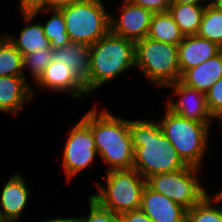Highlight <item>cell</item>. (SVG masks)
<instances>
[{"label":"cell","mask_w":222,"mask_h":222,"mask_svg":"<svg viewBox=\"0 0 222 222\" xmlns=\"http://www.w3.org/2000/svg\"><path fill=\"white\" fill-rule=\"evenodd\" d=\"M98 103L101 102L94 101L93 107L81 115V119L93 132L100 159L98 162H102L105 172L133 169L134 149L129 131V116L123 117V113L117 116L105 104L104 107H99Z\"/></svg>","instance_id":"obj_1"},{"label":"cell","mask_w":222,"mask_h":222,"mask_svg":"<svg viewBox=\"0 0 222 222\" xmlns=\"http://www.w3.org/2000/svg\"><path fill=\"white\" fill-rule=\"evenodd\" d=\"M130 117L129 131L134 149L133 168L146 180L156 174L179 171L187 166L161 131L154 116L147 118V115H144V119L142 116L139 119Z\"/></svg>","instance_id":"obj_2"},{"label":"cell","mask_w":222,"mask_h":222,"mask_svg":"<svg viewBox=\"0 0 222 222\" xmlns=\"http://www.w3.org/2000/svg\"><path fill=\"white\" fill-rule=\"evenodd\" d=\"M135 42L109 31L90 46V97L135 69Z\"/></svg>","instance_id":"obj_3"},{"label":"cell","mask_w":222,"mask_h":222,"mask_svg":"<svg viewBox=\"0 0 222 222\" xmlns=\"http://www.w3.org/2000/svg\"><path fill=\"white\" fill-rule=\"evenodd\" d=\"M164 107V108H163ZM156 119L161 131L177 151L182 161L192 167L204 169L214 130L206 123L186 119L169 110L164 104ZM205 163V164H204Z\"/></svg>","instance_id":"obj_4"},{"label":"cell","mask_w":222,"mask_h":222,"mask_svg":"<svg viewBox=\"0 0 222 222\" xmlns=\"http://www.w3.org/2000/svg\"><path fill=\"white\" fill-rule=\"evenodd\" d=\"M102 176L103 183L92 180L96 191L93 193L91 190L89 194L102 207L118 215L141 208L146 179L137 170L134 168L110 170Z\"/></svg>","instance_id":"obj_5"},{"label":"cell","mask_w":222,"mask_h":222,"mask_svg":"<svg viewBox=\"0 0 222 222\" xmlns=\"http://www.w3.org/2000/svg\"><path fill=\"white\" fill-rule=\"evenodd\" d=\"M135 71L153 88L180 81L178 46L145 37L135 42ZM155 86V87H154Z\"/></svg>","instance_id":"obj_6"},{"label":"cell","mask_w":222,"mask_h":222,"mask_svg":"<svg viewBox=\"0 0 222 222\" xmlns=\"http://www.w3.org/2000/svg\"><path fill=\"white\" fill-rule=\"evenodd\" d=\"M105 3V0H84L59 9L71 41L91 46L110 31L111 5Z\"/></svg>","instance_id":"obj_7"},{"label":"cell","mask_w":222,"mask_h":222,"mask_svg":"<svg viewBox=\"0 0 222 222\" xmlns=\"http://www.w3.org/2000/svg\"><path fill=\"white\" fill-rule=\"evenodd\" d=\"M204 171L206 172L205 169L187 165L179 171L160 173L149 177L146 184L152 190L163 194L188 210L209 193L208 184L203 180L208 174L204 175Z\"/></svg>","instance_id":"obj_8"},{"label":"cell","mask_w":222,"mask_h":222,"mask_svg":"<svg viewBox=\"0 0 222 222\" xmlns=\"http://www.w3.org/2000/svg\"><path fill=\"white\" fill-rule=\"evenodd\" d=\"M73 125V126H72ZM68 132H65V143H63L58 154L61 157V171L63 170L65 184L79 177L82 172H85L92 166L98 165L99 158L93 132L90 127L80 118L79 121L69 125ZM79 174V175H78Z\"/></svg>","instance_id":"obj_9"},{"label":"cell","mask_w":222,"mask_h":222,"mask_svg":"<svg viewBox=\"0 0 222 222\" xmlns=\"http://www.w3.org/2000/svg\"><path fill=\"white\" fill-rule=\"evenodd\" d=\"M34 84L32 92L35 100L39 96L37 95L39 92L40 94L44 92V95L46 92H49L48 94L53 92V94L61 97L68 95L74 102L75 99L82 101V99L87 100L90 97L85 86L77 79L73 70L65 62L51 61ZM37 89L40 91H37Z\"/></svg>","instance_id":"obj_10"},{"label":"cell","mask_w":222,"mask_h":222,"mask_svg":"<svg viewBox=\"0 0 222 222\" xmlns=\"http://www.w3.org/2000/svg\"><path fill=\"white\" fill-rule=\"evenodd\" d=\"M165 93L164 105L174 113L190 120L206 123L213 130V125L216 120L212 117L208 105L206 94L201 93L196 89L186 87L180 81L167 85Z\"/></svg>","instance_id":"obj_11"},{"label":"cell","mask_w":222,"mask_h":222,"mask_svg":"<svg viewBox=\"0 0 222 222\" xmlns=\"http://www.w3.org/2000/svg\"><path fill=\"white\" fill-rule=\"evenodd\" d=\"M116 2L118 4L114 6L118 5L115 7L118 9H114L113 6L110 8L112 9L110 11V31L134 42L147 37L154 13L134 4L131 0Z\"/></svg>","instance_id":"obj_12"},{"label":"cell","mask_w":222,"mask_h":222,"mask_svg":"<svg viewBox=\"0 0 222 222\" xmlns=\"http://www.w3.org/2000/svg\"><path fill=\"white\" fill-rule=\"evenodd\" d=\"M22 173L16 172L2 182L0 188V212L6 222H28L25 221V212H28L32 187ZM24 220V221H23Z\"/></svg>","instance_id":"obj_13"},{"label":"cell","mask_w":222,"mask_h":222,"mask_svg":"<svg viewBox=\"0 0 222 222\" xmlns=\"http://www.w3.org/2000/svg\"><path fill=\"white\" fill-rule=\"evenodd\" d=\"M33 100L32 84L24 76H0L1 114L19 117L23 108H28Z\"/></svg>","instance_id":"obj_14"},{"label":"cell","mask_w":222,"mask_h":222,"mask_svg":"<svg viewBox=\"0 0 222 222\" xmlns=\"http://www.w3.org/2000/svg\"><path fill=\"white\" fill-rule=\"evenodd\" d=\"M18 16L22 17L23 23L18 34L9 31H3V34L9 39L14 47L25 56L38 49L52 48L50 41L44 34V28L37 17L30 10H17ZM37 20V21H36ZM5 32V33H4Z\"/></svg>","instance_id":"obj_15"},{"label":"cell","mask_w":222,"mask_h":222,"mask_svg":"<svg viewBox=\"0 0 222 222\" xmlns=\"http://www.w3.org/2000/svg\"><path fill=\"white\" fill-rule=\"evenodd\" d=\"M155 222H186V209L147 184L142 192L141 208Z\"/></svg>","instance_id":"obj_16"},{"label":"cell","mask_w":222,"mask_h":222,"mask_svg":"<svg viewBox=\"0 0 222 222\" xmlns=\"http://www.w3.org/2000/svg\"><path fill=\"white\" fill-rule=\"evenodd\" d=\"M222 50L216 43L202 38L197 34L186 35L178 45V63L181 76Z\"/></svg>","instance_id":"obj_17"},{"label":"cell","mask_w":222,"mask_h":222,"mask_svg":"<svg viewBox=\"0 0 222 222\" xmlns=\"http://www.w3.org/2000/svg\"><path fill=\"white\" fill-rule=\"evenodd\" d=\"M54 60L65 62L90 96V46L71 41L64 47L53 49Z\"/></svg>","instance_id":"obj_18"},{"label":"cell","mask_w":222,"mask_h":222,"mask_svg":"<svg viewBox=\"0 0 222 222\" xmlns=\"http://www.w3.org/2000/svg\"><path fill=\"white\" fill-rule=\"evenodd\" d=\"M222 77V50L207 61L187 70L180 79L186 87L207 93L212 85Z\"/></svg>","instance_id":"obj_19"},{"label":"cell","mask_w":222,"mask_h":222,"mask_svg":"<svg viewBox=\"0 0 222 222\" xmlns=\"http://www.w3.org/2000/svg\"><path fill=\"white\" fill-rule=\"evenodd\" d=\"M38 19L42 14L41 21L44 28V34L50 41L52 49L64 47L71 42L66 30V23L62 12L59 9H51L36 6L29 9ZM44 15L46 18H44ZM46 21V22H45Z\"/></svg>","instance_id":"obj_20"},{"label":"cell","mask_w":222,"mask_h":222,"mask_svg":"<svg viewBox=\"0 0 222 222\" xmlns=\"http://www.w3.org/2000/svg\"><path fill=\"white\" fill-rule=\"evenodd\" d=\"M206 5L171 3L169 12L185 36L194 35L198 33Z\"/></svg>","instance_id":"obj_21"},{"label":"cell","mask_w":222,"mask_h":222,"mask_svg":"<svg viewBox=\"0 0 222 222\" xmlns=\"http://www.w3.org/2000/svg\"><path fill=\"white\" fill-rule=\"evenodd\" d=\"M184 36L169 11L153 14L148 38L178 46Z\"/></svg>","instance_id":"obj_22"},{"label":"cell","mask_w":222,"mask_h":222,"mask_svg":"<svg viewBox=\"0 0 222 222\" xmlns=\"http://www.w3.org/2000/svg\"><path fill=\"white\" fill-rule=\"evenodd\" d=\"M197 35L222 48V8L217 4L206 5Z\"/></svg>","instance_id":"obj_23"},{"label":"cell","mask_w":222,"mask_h":222,"mask_svg":"<svg viewBox=\"0 0 222 222\" xmlns=\"http://www.w3.org/2000/svg\"><path fill=\"white\" fill-rule=\"evenodd\" d=\"M0 76H24L23 56L4 34H0Z\"/></svg>","instance_id":"obj_24"},{"label":"cell","mask_w":222,"mask_h":222,"mask_svg":"<svg viewBox=\"0 0 222 222\" xmlns=\"http://www.w3.org/2000/svg\"><path fill=\"white\" fill-rule=\"evenodd\" d=\"M186 222H222V204L209 193L186 211Z\"/></svg>","instance_id":"obj_25"},{"label":"cell","mask_w":222,"mask_h":222,"mask_svg":"<svg viewBox=\"0 0 222 222\" xmlns=\"http://www.w3.org/2000/svg\"><path fill=\"white\" fill-rule=\"evenodd\" d=\"M53 60L52 48L38 49L35 52L23 56V72L25 79L28 80L29 77L31 79L29 82L32 81L30 83L34 85L47 65Z\"/></svg>","instance_id":"obj_26"},{"label":"cell","mask_w":222,"mask_h":222,"mask_svg":"<svg viewBox=\"0 0 222 222\" xmlns=\"http://www.w3.org/2000/svg\"><path fill=\"white\" fill-rule=\"evenodd\" d=\"M87 200L86 206H88V210L85 209L84 211L83 209V213L85 212L84 215H78L80 222H120L118 214L102 207L90 195H88Z\"/></svg>","instance_id":"obj_27"},{"label":"cell","mask_w":222,"mask_h":222,"mask_svg":"<svg viewBox=\"0 0 222 222\" xmlns=\"http://www.w3.org/2000/svg\"><path fill=\"white\" fill-rule=\"evenodd\" d=\"M206 99L212 117L217 120L222 115V77L206 93Z\"/></svg>","instance_id":"obj_28"},{"label":"cell","mask_w":222,"mask_h":222,"mask_svg":"<svg viewBox=\"0 0 222 222\" xmlns=\"http://www.w3.org/2000/svg\"><path fill=\"white\" fill-rule=\"evenodd\" d=\"M134 4L141 6L153 13L169 11L171 0H131Z\"/></svg>","instance_id":"obj_29"},{"label":"cell","mask_w":222,"mask_h":222,"mask_svg":"<svg viewBox=\"0 0 222 222\" xmlns=\"http://www.w3.org/2000/svg\"><path fill=\"white\" fill-rule=\"evenodd\" d=\"M119 216L120 222H155L141 209L124 212Z\"/></svg>","instance_id":"obj_30"},{"label":"cell","mask_w":222,"mask_h":222,"mask_svg":"<svg viewBox=\"0 0 222 222\" xmlns=\"http://www.w3.org/2000/svg\"><path fill=\"white\" fill-rule=\"evenodd\" d=\"M84 0H43L38 6L51 8V9H60L67 5H72Z\"/></svg>","instance_id":"obj_31"},{"label":"cell","mask_w":222,"mask_h":222,"mask_svg":"<svg viewBox=\"0 0 222 222\" xmlns=\"http://www.w3.org/2000/svg\"><path fill=\"white\" fill-rule=\"evenodd\" d=\"M59 215H61V217ZM62 216L63 215L59 214V212H58L57 216H54V217L50 216L48 218L46 217V219L45 218L43 219L42 217H40L41 219L36 222H80L79 218H78V212H77V217H76V214H75V216L72 215L73 217L68 214L64 215L63 217ZM68 216H70V217H68ZM29 220H30V222H35L34 218L33 219L30 218Z\"/></svg>","instance_id":"obj_32"},{"label":"cell","mask_w":222,"mask_h":222,"mask_svg":"<svg viewBox=\"0 0 222 222\" xmlns=\"http://www.w3.org/2000/svg\"><path fill=\"white\" fill-rule=\"evenodd\" d=\"M43 0H19V5H17V9H15V13L16 10H29L33 7L38 6ZM19 6V7H18Z\"/></svg>","instance_id":"obj_33"},{"label":"cell","mask_w":222,"mask_h":222,"mask_svg":"<svg viewBox=\"0 0 222 222\" xmlns=\"http://www.w3.org/2000/svg\"><path fill=\"white\" fill-rule=\"evenodd\" d=\"M222 179V178H221ZM222 187V186H221ZM218 188V190L217 191H215V189H213L214 190V192H213V190L211 189V187H210V190L212 191H210L209 190V194L219 203V204H222V188ZM211 192V193H210Z\"/></svg>","instance_id":"obj_34"},{"label":"cell","mask_w":222,"mask_h":222,"mask_svg":"<svg viewBox=\"0 0 222 222\" xmlns=\"http://www.w3.org/2000/svg\"><path fill=\"white\" fill-rule=\"evenodd\" d=\"M171 3H178V4H208L205 0H171Z\"/></svg>","instance_id":"obj_35"},{"label":"cell","mask_w":222,"mask_h":222,"mask_svg":"<svg viewBox=\"0 0 222 222\" xmlns=\"http://www.w3.org/2000/svg\"><path fill=\"white\" fill-rule=\"evenodd\" d=\"M216 125H218L219 127V129H217V128H215L216 130H217V134L219 133L220 134V132H221V134H222V115L216 120ZM219 131V132H218Z\"/></svg>","instance_id":"obj_36"},{"label":"cell","mask_w":222,"mask_h":222,"mask_svg":"<svg viewBox=\"0 0 222 222\" xmlns=\"http://www.w3.org/2000/svg\"><path fill=\"white\" fill-rule=\"evenodd\" d=\"M208 4H217L219 0H205Z\"/></svg>","instance_id":"obj_37"},{"label":"cell","mask_w":222,"mask_h":222,"mask_svg":"<svg viewBox=\"0 0 222 222\" xmlns=\"http://www.w3.org/2000/svg\"><path fill=\"white\" fill-rule=\"evenodd\" d=\"M217 5H218L220 8H222V0H219V1L217 2Z\"/></svg>","instance_id":"obj_38"},{"label":"cell","mask_w":222,"mask_h":222,"mask_svg":"<svg viewBox=\"0 0 222 222\" xmlns=\"http://www.w3.org/2000/svg\"><path fill=\"white\" fill-rule=\"evenodd\" d=\"M0 222H6V221L3 219L1 212H0Z\"/></svg>","instance_id":"obj_39"}]
</instances>
